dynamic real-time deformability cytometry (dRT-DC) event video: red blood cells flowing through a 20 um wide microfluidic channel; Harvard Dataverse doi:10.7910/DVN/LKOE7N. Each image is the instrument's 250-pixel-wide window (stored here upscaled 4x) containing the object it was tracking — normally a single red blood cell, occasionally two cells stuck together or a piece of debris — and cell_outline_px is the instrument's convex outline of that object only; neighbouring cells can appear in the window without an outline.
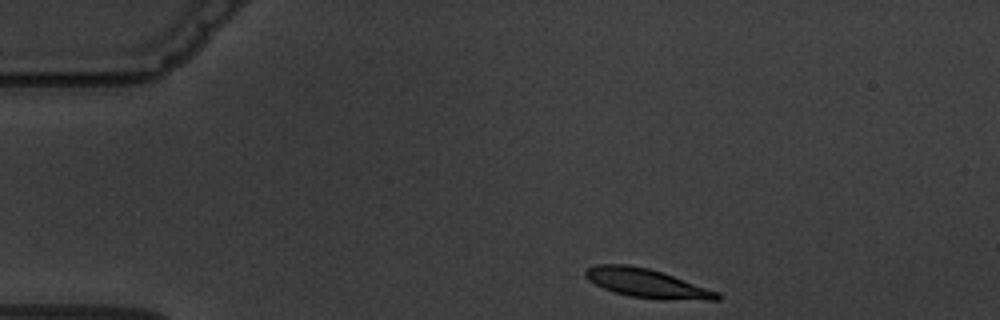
{"species": "common noctule bat (a hibernating species)", "species_latin": "Nyctalus noctula", "temperature_condition": "warm", "stored_images_in_passage": 3, "camera_frame_rate_fps": 3000, "um_per_image_px": 0.085, "animal": {"sex": "male", "body_mass_g": 19.5, "forearm_length_mm": 54.6}, "frame": {"image": 1, "passage_image": 1, "time_ms": 0.0, "image_size_px": [1000, 320], "cell_outline_px": [[724, 296], [720, 300], [660, 300], [628, 296], [604, 288], [588, 280], [584, 276], [584, 272], [588, 268], [596, 264], [628, 264], [648, 268], [720, 292]], "centroid_in_image_um": [55.02, 24.09], "position_along_channel_um": 30.0, "area_um2": 22.25}}